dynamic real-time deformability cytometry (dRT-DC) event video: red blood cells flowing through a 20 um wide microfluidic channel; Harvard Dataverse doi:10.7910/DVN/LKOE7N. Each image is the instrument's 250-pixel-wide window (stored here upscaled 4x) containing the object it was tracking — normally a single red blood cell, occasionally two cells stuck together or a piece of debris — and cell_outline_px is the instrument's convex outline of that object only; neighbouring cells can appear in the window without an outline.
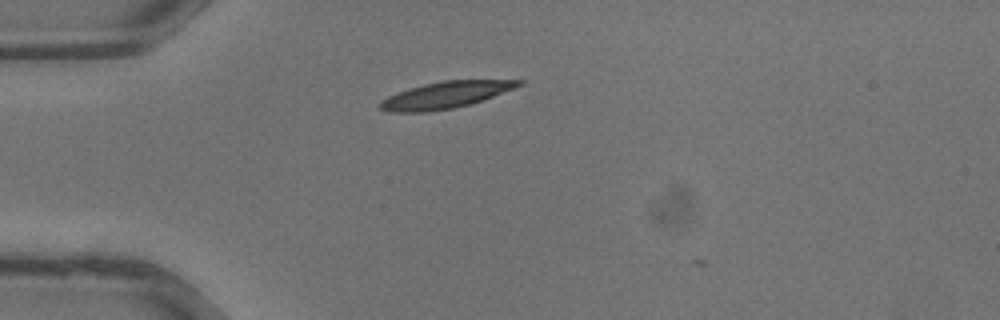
{"species": "common noctule bat (a hibernating species)", "species_latin": "Nyctalus noctula", "temperature_condition": "warm", "stored_images_in_passage": 2, "camera_frame_rate_fps": 3000, "um_per_image_px": 0.085, "animal": {"sex": "male", "body_mass_g": 13.3}, "frame": {"image": 1, "passage_image": 1, "time_ms": 0.0, "image_size_px": [1000, 320], "cell_outline_px": [[524, 84], [516, 88], [484, 100], [472, 104], [452, 108], [428, 112], [388, 112], [380, 108], [380, 100], [388, 96], [408, 88], [424, 84], [444, 80], [524, 80]], "centroid_in_image_um": [37.9, 8.07], "position_along_channel_um": 47.1, "area_um2": 21.68}}